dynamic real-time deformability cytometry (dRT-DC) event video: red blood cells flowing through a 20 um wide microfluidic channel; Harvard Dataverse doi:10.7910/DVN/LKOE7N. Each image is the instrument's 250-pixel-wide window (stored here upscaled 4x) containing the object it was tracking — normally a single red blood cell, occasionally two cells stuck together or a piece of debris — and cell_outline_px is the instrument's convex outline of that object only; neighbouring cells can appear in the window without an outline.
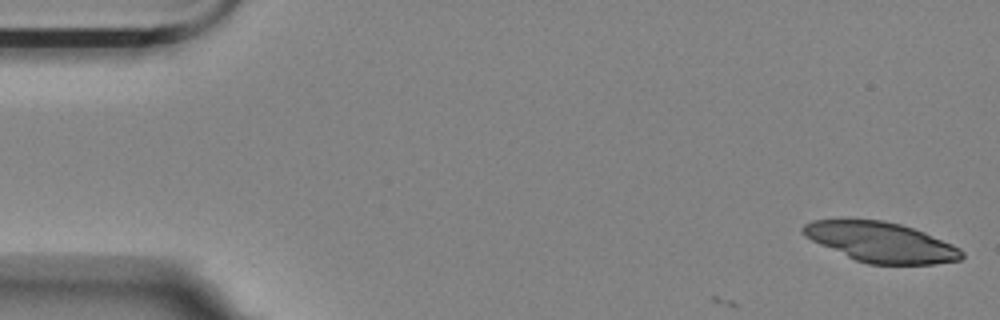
{"species": "Egyptian fruit bat (a non-hibernating species)", "species_latin": "Rousettus aegyptiacus", "temperature_condition": "room temperature", "stored_images_in_passage": 11, "camera_frame_rate_fps": 3000, "um_per_image_px": 0.085, "animal": {"sex": "female"}, "frame": {"image": 1, "passage_image": 1, "time_ms": 0.0, "image_size_px": [1000, 320], "cell_outline_px": [[964, 256], [960, 260], [932, 264], [868, 264], [856, 260], [820, 244], [804, 236], [800, 232], [800, 228], [804, 224], [812, 220], [884, 220], [900, 224], [924, 232], [952, 244], [960, 248], [964, 252]], "centroid_in_image_um": [74.88, 20.58], "position_along_channel_um": 10.1, "area_um2": 36.7}}